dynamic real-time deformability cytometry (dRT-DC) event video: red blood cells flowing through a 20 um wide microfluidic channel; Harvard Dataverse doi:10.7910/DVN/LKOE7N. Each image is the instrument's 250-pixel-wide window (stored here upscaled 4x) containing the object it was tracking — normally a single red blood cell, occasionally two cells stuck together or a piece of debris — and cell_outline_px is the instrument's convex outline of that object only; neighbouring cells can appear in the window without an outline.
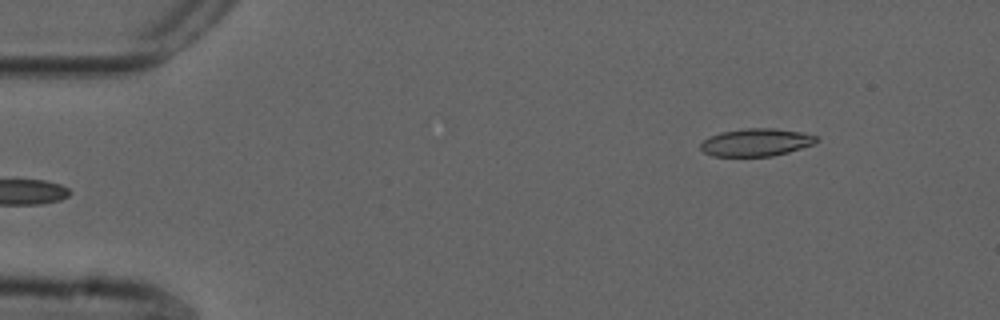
{"species": "common noctule bat (a hibernating species)", "species_latin": "Nyctalus noctula", "temperature_condition": "cold", "stored_images_in_passage": 49, "camera_frame_rate_fps": 3000, "um_per_image_px": 0.085, "animal": {"sex": "male", "forearm_length_mm": 52.5}, "frame": {"image": 1, "passage_image": 1, "time_ms": 0.0, "image_size_px": [1000, 320], "cell_outline_px": [[820, 140], [812, 144], [788, 152], [772, 156], [712, 156], [704, 152], [700, 148], [700, 144], [704, 140], [720, 132], [748, 128], [772, 128], [800, 132], [816, 136]], "centroid_in_image_um": [64.26, 12.1], "position_along_channel_um": 20.7, "area_um2": 18.44}}
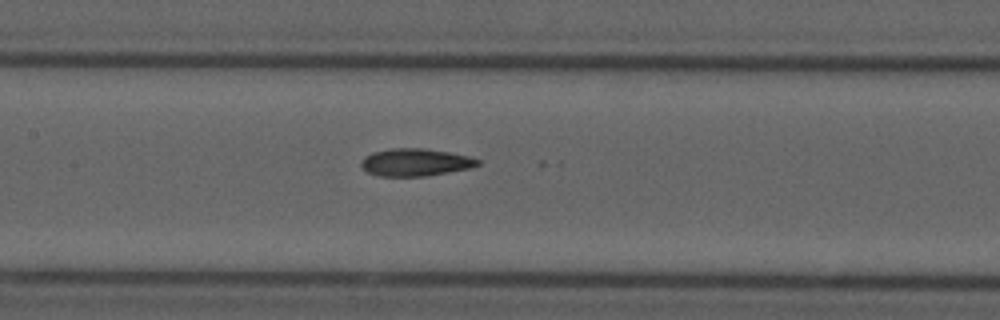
{"frame": {"image": 2, "passage_image": 20, "time_ms": 6.333, "image_size_px": [1000, 320], "cell_outline_px": [[480, 164], [472, 168], [424, 176], [380, 176], [368, 172], [360, 164], [364, 156], [372, 152], [388, 148], [424, 148], [448, 152], [468, 156], [480, 160]], "centroid_in_image_um": [35.3, 13.79], "position_along_channel_um": 172.1, "area_um2": 18.67}}
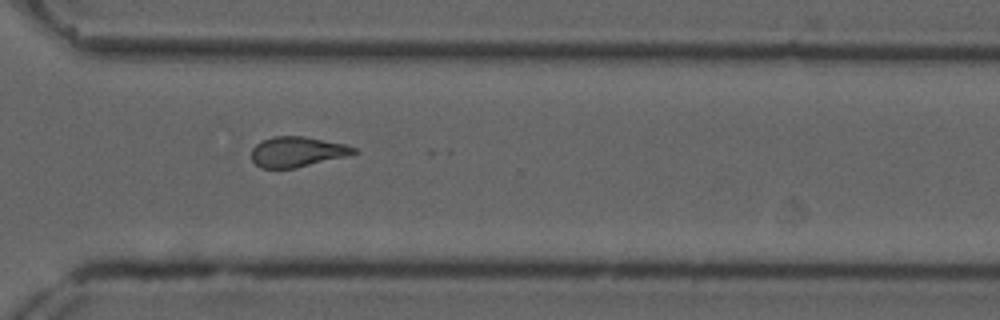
{"frame": {"image": 3, "passage_image": 34, "time_ms": 11.0, "image_size_px": [1000, 320], "cell_outline_px": [[360, 152], [296, 168], [260, 168], [252, 160], [252, 148], [256, 144], [272, 136], [304, 136], [344, 144], [356, 148]], "centroid_in_image_um": [25.24, 12.9], "position_along_channel_um": 345.4, "area_um2": 17.86}, "authors_computed_cell_mechanics": {"area_um2": 18.7272, "velocity_mm_per_s": 3.7167, "shape_relaxation_time_tau1_ms": 11.204, "shape_relaxation_time_tau2_ms": 3.3686, "deformation_change_tau1": 0.2427, "deformation_change_tau2": 0.1206}}